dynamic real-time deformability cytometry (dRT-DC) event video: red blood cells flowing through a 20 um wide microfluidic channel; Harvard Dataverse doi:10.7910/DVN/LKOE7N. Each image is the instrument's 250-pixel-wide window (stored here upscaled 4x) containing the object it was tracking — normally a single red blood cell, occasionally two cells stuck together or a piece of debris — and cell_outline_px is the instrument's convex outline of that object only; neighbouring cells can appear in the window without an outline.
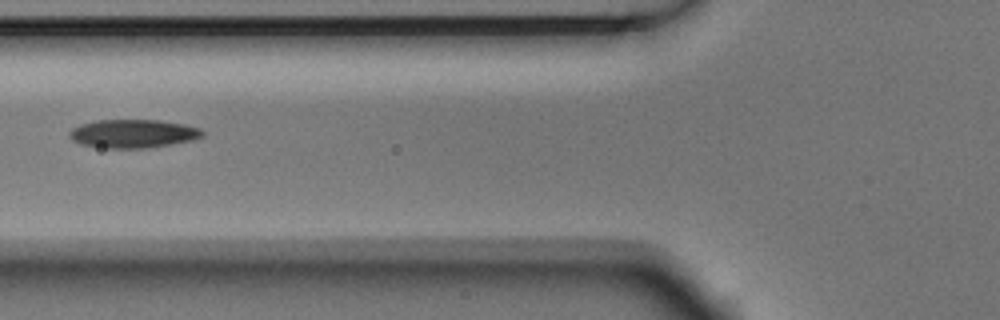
{"species": "Egyptian fruit bat (a non-hibernating species)", "species_latin": "Rousettus aegyptiacus", "temperature_condition": "room temperature", "stored_images_in_passage": 3, "camera_frame_rate_fps": 3000, "um_per_image_px": 0.085, "animal": {"sex": "male"}, "frame": {"image": 1, "passage_image": 3, "time_ms": 0.667, "image_size_px": [1000, 320], "cell_outline_px": [[204, 136], [192, 140], [148, 148], [104, 148], [80, 144], [72, 140], [68, 136], [68, 132], [72, 128], [80, 124], [96, 120], [160, 120], [184, 124], [200, 128], [204, 132]], "centroid_in_image_um": [11.29, 11.36], "position_along_channel_um": 114.5, "area_um2": 22.2}}